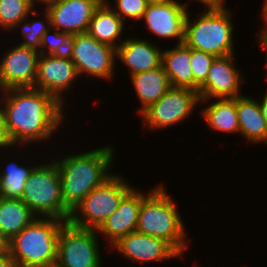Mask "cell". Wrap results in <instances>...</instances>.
I'll return each instance as SVG.
<instances>
[{"label": "cell", "instance_id": "23", "mask_svg": "<svg viewBox=\"0 0 267 267\" xmlns=\"http://www.w3.org/2000/svg\"><path fill=\"white\" fill-rule=\"evenodd\" d=\"M36 217L21 199L0 197V232L9 242Z\"/></svg>", "mask_w": 267, "mask_h": 267}, {"label": "cell", "instance_id": "31", "mask_svg": "<svg viewBox=\"0 0 267 267\" xmlns=\"http://www.w3.org/2000/svg\"><path fill=\"white\" fill-rule=\"evenodd\" d=\"M264 4L262 5V11H261V18L262 20L265 21L263 23V28L260 29L261 31L258 32L257 34V39L260 42L262 48L267 44V0L263 2Z\"/></svg>", "mask_w": 267, "mask_h": 267}, {"label": "cell", "instance_id": "39", "mask_svg": "<svg viewBox=\"0 0 267 267\" xmlns=\"http://www.w3.org/2000/svg\"><path fill=\"white\" fill-rule=\"evenodd\" d=\"M263 49L265 50V55H266V68H267V44L263 47ZM265 79L267 80V73L265 75Z\"/></svg>", "mask_w": 267, "mask_h": 267}, {"label": "cell", "instance_id": "25", "mask_svg": "<svg viewBox=\"0 0 267 267\" xmlns=\"http://www.w3.org/2000/svg\"><path fill=\"white\" fill-rule=\"evenodd\" d=\"M25 167L18 164V161L8 163L0 171V197L4 199H21L26 181L33 169L37 166Z\"/></svg>", "mask_w": 267, "mask_h": 267}, {"label": "cell", "instance_id": "3", "mask_svg": "<svg viewBox=\"0 0 267 267\" xmlns=\"http://www.w3.org/2000/svg\"><path fill=\"white\" fill-rule=\"evenodd\" d=\"M176 205L162 184L142 193L136 232L165 240L182 256L187 231Z\"/></svg>", "mask_w": 267, "mask_h": 267}, {"label": "cell", "instance_id": "10", "mask_svg": "<svg viewBox=\"0 0 267 267\" xmlns=\"http://www.w3.org/2000/svg\"><path fill=\"white\" fill-rule=\"evenodd\" d=\"M78 76L83 73L99 79H112L116 69V49L98 42L88 33L75 35L71 59Z\"/></svg>", "mask_w": 267, "mask_h": 267}, {"label": "cell", "instance_id": "5", "mask_svg": "<svg viewBox=\"0 0 267 267\" xmlns=\"http://www.w3.org/2000/svg\"><path fill=\"white\" fill-rule=\"evenodd\" d=\"M225 6L217 9H205L194 20L189 11L185 24L184 43L190 48L222 57L235 54L234 25L231 11ZM198 18V19H197Z\"/></svg>", "mask_w": 267, "mask_h": 267}, {"label": "cell", "instance_id": "9", "mask_svg": "<svg viewBox=\"0 0 267 267\" xmlns=\"http://www.w3.org/2000/svg\"><path fill=\"white\" fill-rule=\"evenodd\" d=\"M199 103L197 91L171 87L156 103L145 109L140 117L143 118V125H147L151 131L167 129L188 119Z\"/></svg>", "mask_w": 267, "mask_h": 267}, {"label": "cell", "instance_id": "33", "mask_svg": "<svg viewBox=\"0 0 267 267\" xmlns=\"http://www.w3.org/2000/svg\"><path fill=\"white\" fill-rule=\"evenodd\" d=\"M195 1L202 3L205 9H217L223 6H227L225 5L227 2L226 0H195Z\"/></svg>", "mask_w": 267, "mask_h": 267}, {"label": "cell", "instance_id": "14", "mask_svg": "<svg viewBox=\"0 0 267 267\" xmlns=\"http://www.w3.org/2000/svg\"><path fill=\"white\" fill-rule=\"evenodd\" d=\"M189 5L181 1L148 4L142 20L146 22L145 27L153 35L164 39L174 40L176 38L179 44L184 41Z\"/></svg>", "mask_w": 267, "mask_h": 267}, {"label": "cell", "instance_id": "20", "mask_svg": "<svg viewBox=\"0 0 267 267\" xmlns=\"http://www.w3.org/2000/svg\"><path fill=\"white\" fill-rule=\"evenodd\" d=\"M239 134L251 144L267 143V124L258 100L245 95L236 97Z\"/></svg>", "mask_w": 267, "mask_h": 267}, {"label": "cell", "instance_id": "8", "mask_svg": "<svg viewBox=\"0 0 267 267\" xmlns=\"http://www.w3.org/2000/svg\"><path fill=\"white\" fill-rule=\"evenodd\" d=\"M95 229L78 228L69 221L60 229L54 267H101Z\"/></svg>", "mask_w": 267, "mask_h": 267}, {"label": "cell", "instance_id": "32", "mask_svg": "<svg viewBox=\"0 0 267 267\" xmlns=\"http://www.w3.org/2000/svg\"><path fill=\"white\" fill-rule=\"evenodd\" d=\"M9 140L6 134V130H5V126H4V114H3V109L1 106V102H0V149L2 151V148L5 150H9L11 149V147H9ZM9 148V149H8Z\"/></svg>", "mask_w": 267, "mask_h": 267}, {"label": "cell", "instance_id": "22", "mask_svg": "<svg viewBox=\"0 0 267 267\" xmlns=\"http://www.w3.org/2000/svg\"><path fill=\"white\" fill-rule=\"evenodd\" d=\"M130 78L141 103V108L138 110L139 115L151 104L156 103L171 88L163 66L131 75Z\"/></svg>", "mask_w": 267, "mask_h": 267}, {"label": "cell", "instance_id": "40", "mask_svg": "<svg viewBox=\"0 0 267 267\" xmlns=\"http://www.w3.org/2000/svg\"><path fill=\"white\" fill-rule=\"evenodd\" d=\"M58 1H62V0H51V3L58 2Z\"/></svg>", "mask_w": 267, "mask_h": 267}, {"label": "cell", "instance_id": "6", "mask_svg": "<svg viewBox=\"0 0 267 267\" xmlns=\"http://www.w3.org/2000/svg\"><path fill=\"white\" fill-rule=\"evenodd\" d=\"M52 162V163H51ZM37 165L26 181L21 200L37 217H51L69 221L71 210L64 204L57 164Z\"/></svg>", "mask_w": 267, "mask_h": 267}, {"label": "cell", "instance_id": "24", "mask_svg": "<svg viewBox=\"0 0 267 267\" xmlns=\"http://www.w3.org/2000/svg\"><path fill=\"white\" fill-rule=\"evenodd\" d=\"M215 100L201 110L204 122L215 132L239 133L236 98Z\"/></svg>", "mask_w": 267, "mask_h": 267}, {"label": "cell", "instance_id": "35", "mask_svg": "<svg viewBox=\"0 0 267 267\" xmlns=\"http://www.w3.org/2000/svg\"><path fill=\"white\" fill-rule=\"evenodd\" d=\"M9 253V241L0 232V255Z\"/></svg>", "mask_w": 267, "mask_h": 267}, {"label": "cell", "instance_id": "2", "mask_svg": "<svg viewBox=\"0 0 267 267\" xmlns=\"http://www.w3.org/2000/svg\"><path fill=\"white\" fill-rule=\"evenodd\" d=\"M110 146L54 159L61 179L63 201L71 211L94 188L102 185L113 175L110 167L115 161V156L114 147Z\"/></svg>", "mask_w": 267, "mask_h": 267}, {"label": "cell", "instance_id": "13", "mask_svg": "<svg viewBox=\"0 0 267 267\" xmlns=\"http://www.w3.org/2000/svg\"><path fill=\"white\" fill-rule=\"evenodd\" d=\"M77 77L79 76L71 59L40 54L37 62L34 89L52 95L64 106L63 95L71 89L73 82L75 84Z\"/></svg>", "mask_w": 267, "mask_h": 267}, {"label": "cell", "instance_id": "36", "mask_svg": "<svg viewBox=\"0 0 267 267\" xmlns=\"http://www.w3.org/2000/svg\"><path fill=\"white\" fill-rule=\"evenodd\" d=\"M258 102H259V106L261 108L262 114H263L264 119H265L266 124H267V91H266L263 99L261 101H258Z\"/></svg>", "mask_w": 267, "mask_h": 267}, {"label": "cell", "instance_id": "38", "mask_svg": "<svg viewBox=\"0 0 267 267\" xmlns=\"http://www.w3.org/2000/svg\"><path fill=\"white\" fill-rule=\"evenodd\" d=\"M176 0H147L149 4L169 3Z\"/></svg>", "mask_w": 267, "mask_h": 267}, {"label": "cell", "instance_id": "29", "mask_svg": "<svg viewBox=\"0 0 267 267\" xmlns=\"http://www.w3.org/2000/svg\"><path fill=\"white\" fill-rule=\"evenodd\" d=\"M215 56L190 48V67L194 77V91L199 93V87L206 81L208 71Z\"/></svg>", "mask_w": 267, "mask_h": 267}, {"label": "cell", "instance_id": "1", "mask_svg": "<svg viewBox=\"0 0 267 267\" xmlns=\"http://www.w3.org/2000/svg\"><path fill=\"white\" fill-rule=\"evenodd\" d=\"M0 93L10 147L48 141L64 120V106L41 90L11 88Z\"/></svg>", "mask_w": 267, "mask_h": 267}, {"label": "cell", "instance_id": "30", "mask_svg": "<svg viewBox=\"0 0 267 267\" xmlns=\"http://www.w3.org/2000/svg\"><path fill=\"white\" fill-rule=\"evenodd\" d=\"M115 6L110 5L115 13L125 22V19L142 21L148 6L147 0H115ZM116 7V8H115Z\"/></svg>", "mask_w": 267, "mask_h": 267}, {"label": "cell", "instance_id": "12", "mask_svg": "<svg viewBox=\"0 0 267 267\" xmlns=\"http://www.w3.org/2000/svg\"><path fill=\"white\" fill-rule=\"evenodd\" d=\"M39 51L18 44L0 60V92L11 88H34Z\"/></svg>", "mask_w": 267, "mask_h": 267}, {"label": "cell", "instance_id": "37", "mask_svg": "<svg viewBox=\"0 0 267 267\" xmlns=\"http://www.w3.org/2000/svg\"><path fill=\"white\" fill-rule=\"evenodd\" d=\"M33 6L34 5H36V4H38L39 2H41L40 3V5L43 3L45 6L44 7H46L47 5H49L50 3H51V0H28ZM36 3V4H35Z\"/></svg>", "mask_w": 267, "mask_h": 267}, {"label": "cell", "instance_id": "19", "mask_svg": "<svg viewBox=\"0 0 267 267\" xmlns=\"http://www.w3.org/2000/svg\"><path fill=\"white\" fill-rule=\"evenodd\" d=\"M125 25L126 22L109 6V2L103 0L93 13L87 33L98 42L117 49L124 41L122 33L126 29ZM119 39L121 42L118 44Z\"/></svg>", "mask_w": 267, "mask_h": 267}, {"label": "cell", "instance_id": "7", "mask_svg": "<svg viewBox=\"0 0 267 267\" xmlns=\"http://www.w3.org/2000/svg\"><path fill=\"white\" fill-rule=\"evenodd\" d=\"M115 173L102 185L94 188L71 212L69 222L84 229L97 230L111 216L122 198L133 188Z\"/></svg>", "mask_w": 267, "mask_h": 267}, {"label": "cell", "instance_id": "28", "mask_svg": "<svg viewBox=\"0 0 267 267\" xmlns=\"http://www.w3.org/2000/svg\"><path fill=\"white\" fill-rule=\"evenodd\" d=\"M34 7L28 0H0V28L11 31Z\"/></svg>", "mask_w": 267, "mask_h": 267}, {"label": "cell", "instance_id": "11", "mask_svg": "<svg viewBox=\"0 0 267 267\" xmlns=\"http://www.w3.org/2000/svg\"><path fill=\"white\" fill-rule=\"evenodd\" d=\"M235 54L215 57L206 78L199 87L200 102L213 99L236 98L242 96L241 84L246 80L242 78L241 71L235 67ZM235 62V63H234Z\"/></svg>", "mask_w": 267, "mask_h": 267}, {"label": "cell", "instance_id": "15", "mask_svg": "<svg viewBox=\"0 0 267 267\" xmlns=\"http://www.w3.org/2000/svg\"><path fill=\"white\" fill-rule=\"evenodd\" d=\"M111 247L129 261L144 264L146 262L165 261L181 258V255L165 240L138 232L121 237Z\"/></svg>", "mask_w": 267, "mask_h": 267}, {"label": "cell", "instance_id": "21", "mask_svg": "<svg viewBox=\"0 0 267 267\" xmlns=\"http://www.w3.org/2000/svg\"><path fill=\"white\" fill-rule=\"evenodd\" d=\"M162 66L171 87L194 90V77L190 67V47L184 42L163 50Z\"/></svg>", "mask_w": 267, "mask_h": 267}, {"label": "cell", "instance_id": "4", "mask_svg": "<svg viewBox=\"0 0 267 267\" xmlns=\"http://www.w3.org/2000/svg\"><path fill=\"white\" fill-rule=\"evenodd\" d=\"M67 221L36 217L9 242V253L17 267H54L58 238Z\"/></svg>", "mask_w": 267, "mask_h": 267}, {"label": "cell", "instance_id": "26", "mask_svg": "<svg viewBox=\"0 0 267 267\" xmlns=\"http://www.w3.org/2000/svg\"><path fill=\"white\" fill-rule=\"evenodd\" d=\"M43 13V19L38 20L34 19L33 21H29L31 15L36 14L39 17V12L36 10H32L28 17L21 20L11 31L14 32L15 29H19L21 27V34L23 35L24 39L20 42V46L32 48L37 51L40 49V43L42 36L44 33L51 27V19L48 11L46 9L42 10Z\"/></svg>", "mask_w": 267, "mask_h": 267}, {"label": "cell", "instance_id": "18", "mask_svg": "<svg viewBox=\"0 0 267 267\" xmlns=\"http://www.w3.org/2000/svg\"><path fill=\"white\" fill-rule=\"evenodd\" d=\"M149 40L125 38L116 49V59L128 67L131 75L162 66L163 50Z\"/></svg>", "mask_w": 267, "mask_h": 267}, {"label": "cell", "instance_id": "34", "mask_svg": "<svg viewBox=\"0 0 267 267\" xmlns=\"http://www.w3.org/2000/svg\"><path fill=\"white\" fill-rule=\"evenodd\" d=\"M0 267H17V265L11 258L10 253L0 255Z\"/></svg>", "mask_w": 267, "mask_h": 267}, {"label": "cell", "instance_id": "16", "mask_svg": "<svg viewBox=\"0 0 267 267\" xmlns=\"http://www.w3.org/2000/svg\"><path fill=\"white\" fill-rule=\"evenodd\" d=\"M103 0H62L44 7L51 27L68 34L87 33L95 9Z\"/></svg>", "mask_w": 267, "mask_h": 267}, {"label": "cell", "instance_id": "27", "mask_svg": "<svg viewBox=\"0 0 267 267\" xmlns=\"http://www.w3.org/2000/svg\"><path fill=\"white\" fill-rule=\"evenodd\" d=\"M74 41L75 34L64 33L50 27L42 36L39 53L62 59H72ZM45 48L47 49L45 50Z\"/></svg>", "mask_w": 267, "mask_h": 267}, {"label": "cell", "instance_id": "17", "mask_svg": "<svg viewBox=\"0 0 267 267\" xmlns=\"http://www.w3.org/2000/svg\"><path fill=\"white\" fill-rule=\"evenodd\" d=\"M133 187L121 200L116 211L96 230L105 236L112 246L121 237L136 232L139 210L142 204V192ZM108 239V240H107Z\"/></svg>", "mask_w": 267, "mask_h": 267}]
</instances>
